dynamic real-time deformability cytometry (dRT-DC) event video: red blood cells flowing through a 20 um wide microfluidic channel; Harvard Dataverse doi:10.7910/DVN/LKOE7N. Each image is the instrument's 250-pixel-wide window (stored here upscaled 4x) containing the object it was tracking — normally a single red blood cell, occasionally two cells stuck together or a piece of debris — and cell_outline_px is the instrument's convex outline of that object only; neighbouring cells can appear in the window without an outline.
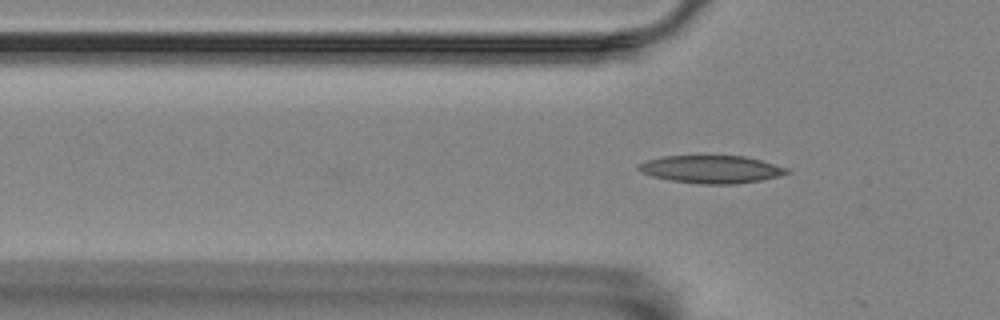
{"species": "Egyptian fruit bat (a non-hibernating species)", "species_latin": "Rousettus aegyptiacus", "temperature_condition": "room temperature", "stored_images_in_passage": 2, "camera_frame_rate_fps": 3000, "um_per_image_px": 0.085, "animal": {"sex": "female"}, "frame": {"image": 1, "passage_image": 2, "time_ms": 0.333, "image_size_px": [1000, 320], "cell_outline_px": [[792, 172], [760, 180], [736, 184], [700, 184], [668, 180], [652, 176], [640, 172], [636, 168], [636, 164], [648, 160], [664, 156], [744, 156], [760, 160], [788, 168]], "centroid_in_image_um": [60.41, 14.39], "position_along_channel_um": 65.4, "area_um2": 23.93}}